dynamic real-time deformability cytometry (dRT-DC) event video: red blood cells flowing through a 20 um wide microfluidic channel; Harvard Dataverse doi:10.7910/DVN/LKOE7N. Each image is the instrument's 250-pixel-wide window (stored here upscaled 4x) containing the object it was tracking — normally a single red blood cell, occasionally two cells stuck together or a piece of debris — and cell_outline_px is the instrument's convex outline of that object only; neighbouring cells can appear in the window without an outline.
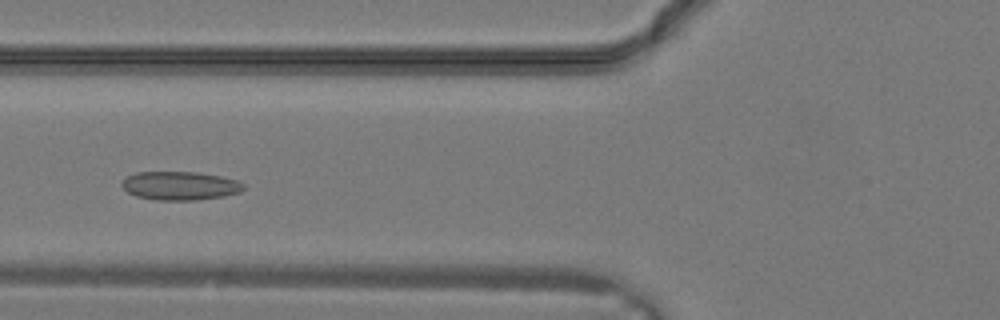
{"species": "common noctule bat (a hibernating species)", "species_latin": "Nyctalus noctula", "temperature_condition": "warm", "stored_images_in_passage": 20, "camera_frame_rate_fps": 3000, "um_per_image_px": 0.085, "animal": {"sex": "male", "body_mass_g": 19.2, "forearm_length_mm": 51.8}, "frame": {"image": 1, "passage_image": 4, "time_ms": 1.0, "image_size_px": [1000, 320], "cell_outline_px": [[244, 188], [240, 192], [224, 196], [196, 200], [156, 200], [136, 196], [128, 192], [120, 184], [128, 176], [136, 172], [196, 172], [220, 176], [236, 180], [244, 184]], "centroid_in_image_um": [15.3, 15.79], "position_along_channel_um": 110.5, "area_um2": 20.17}}
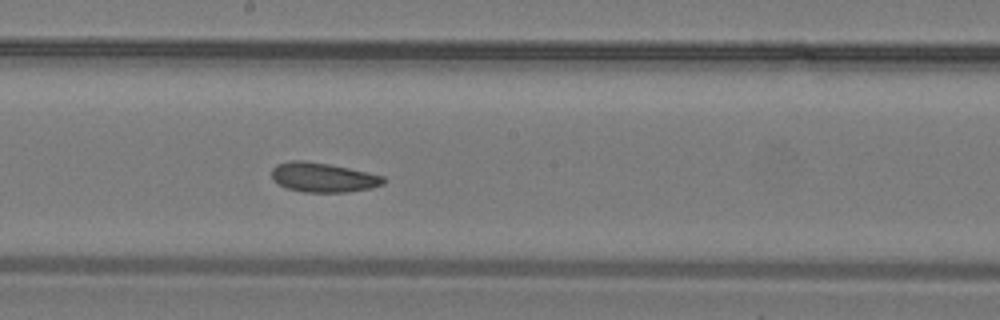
{"frame": {"image": 2, "passage_image": 9, "time_ms": 2.667, "image_size_px": [1000, 320], "cell_outline_px": [[388, 180], [384, 184], [372, 188], [344, 192], [304, 192], [288, 188], [272, 180], [272, 168], [276, 164], [288, 160], [304, 160], [328, 164], [368, 172], [384, 176]], "centroid_in_image_um": [27.48, 15.07], "position_along_channel_um": 220.7, "area_um2": 19.31}}
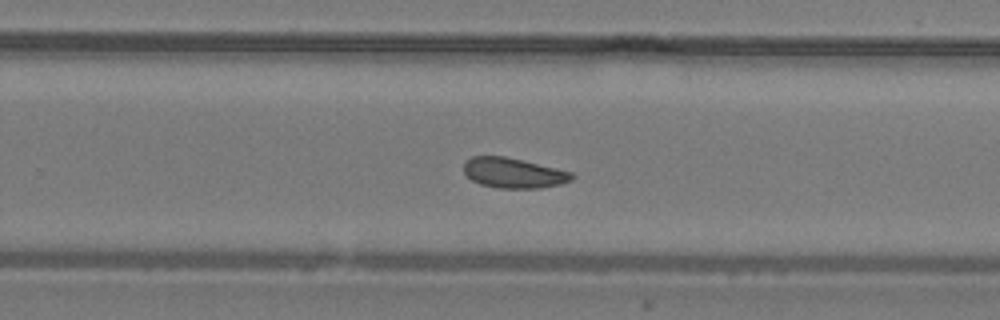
{"frame": {"image": 3, "passage_image": 12, "time_ms": 3.667, "image_size_px": [1000, 320], "cell_outline_px": [[576, 176], [572, 180], [560, 184], [540, 188], [500, 188], [480, 184], [472, 180], [464, 172], [464, 160], [472, 156], [504, 156], [524, 160], [572, 172]], "centroid_in_image_um": [43.65, 14.69], "position_along_channel_um": 286.1, "area_um2": 19.07}}